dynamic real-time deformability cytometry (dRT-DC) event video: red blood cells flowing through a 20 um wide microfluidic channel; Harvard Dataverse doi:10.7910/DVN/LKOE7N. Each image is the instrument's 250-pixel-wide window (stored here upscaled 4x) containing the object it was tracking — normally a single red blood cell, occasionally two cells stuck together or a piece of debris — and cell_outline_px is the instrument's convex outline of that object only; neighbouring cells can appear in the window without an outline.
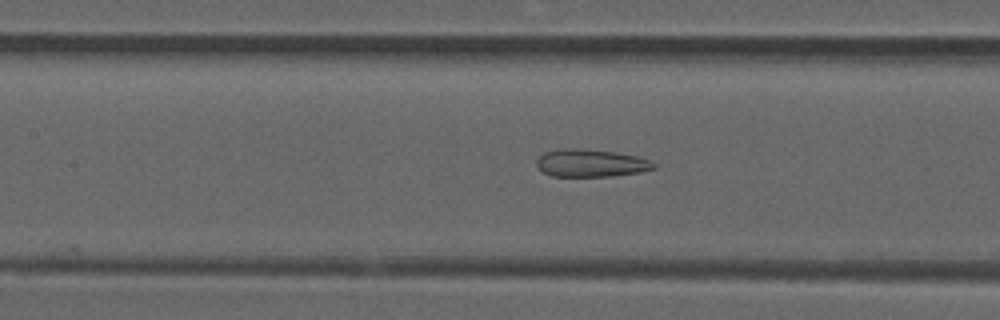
{"species": "common noctule bat (a hibernating species)", "species_latin": "Nyctalus noctula", "temperature_condition": "room temperature", "stored_images_in_passage": 28, "camera_frame_rate_fps": 3000, "um_per_image_px": 0.085, "animal": {"sex": "male", "forearm_length_mm": 52.5}, "frame": {"image": 1, "passage_image": 16, "time_ms": 5.0, "image_size_px": [1000, 320], "cell_outline_px": [[656, 168], [640, 172], [612, 176], [552, 176], [544, 172], [536, 164], [536, 160], [544, 152], [560, 148], [576, 148], [616, 152], [640, 156], [656, 164]], "centroid_in_image_um": [50.24, 13.85], "position_along_channel_um": 157.2, "area_um2": 18.9}}
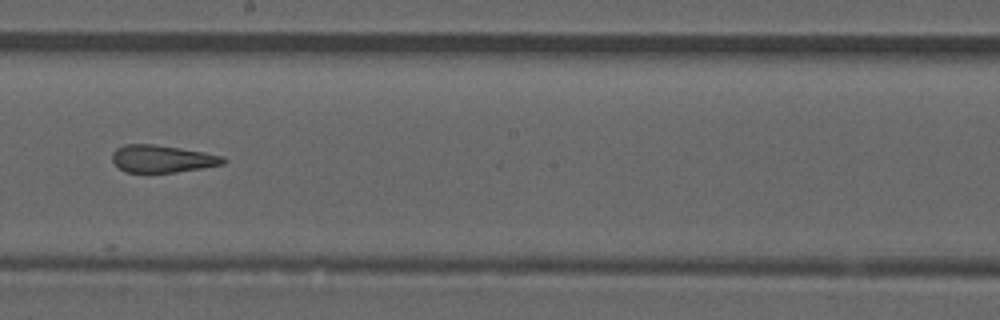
{"frame": {"image": 2, "passage_image": 22, "time_ms": 7.0, "image_size_px": [1000, 320], "cell_outline_px": [[228, 160], [224, 164], [204, 168], [176, 172], [128, 172], [120, 168], [112, 160], [112, 152], [116, 148], [124, 144], [156, 144], [204, 152], [224, 156]], "centroid_in_image_um": [13.82, 13.49], "position_along_channel_um": 234.4, "area_um2": 17.8}}
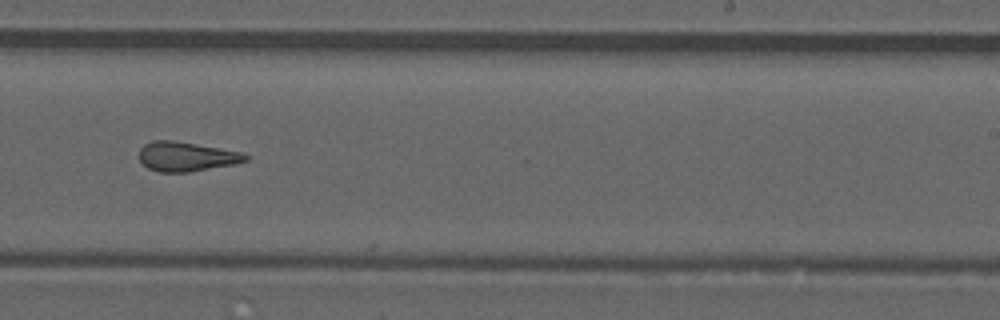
{"frame": {"image": 3, "passage_image": 25, "time_ms": 8.0, "image_size_px": [1000, 320], "cell_outline_px": [[252, 156], [248, 160], [232, 164], [188, 172], [160, 172], [148, 168], [140, 160], [140, 148], [144, 144], [152, 140], [172, 140], [196, 144], [240, 152]], "centroid_in_image_um": [15.83, 13.3], "position_along_channel_um": 273.2, "area_um2": 18.03}}